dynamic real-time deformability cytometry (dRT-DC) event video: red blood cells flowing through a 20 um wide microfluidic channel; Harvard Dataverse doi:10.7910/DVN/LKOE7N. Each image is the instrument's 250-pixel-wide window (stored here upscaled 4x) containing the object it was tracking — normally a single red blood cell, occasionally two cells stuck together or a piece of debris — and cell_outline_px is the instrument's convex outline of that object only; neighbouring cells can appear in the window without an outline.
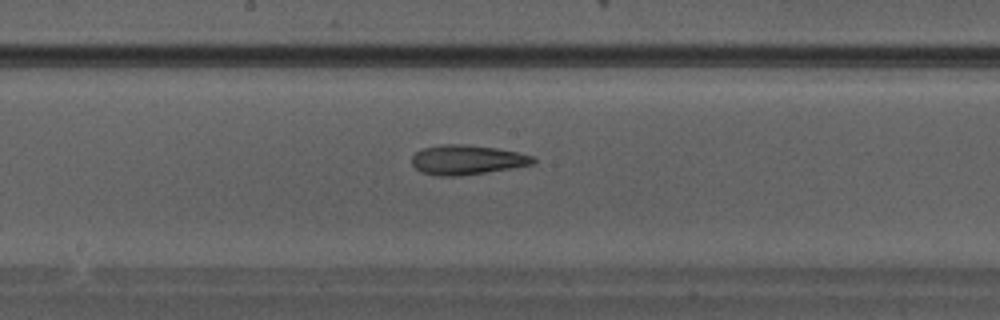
{"species": "Egyptian fruit bat (a non-hibernating species)", "species_latin": "Rousettus aegyptiacus", "temperature_condition": "warm", "stored_images_in_passage": 27, "camera_frame_rate_fps": 3000, "um_per_image_px": 0.085, "animal": {"sex": "male"}, "frame": {"image": 1, "passage_image": 12, "time_ms": 3.667, "image_size_px": [1000, 320], "cell_outline_px": [[536, 164], [460, 176], [436, 176], [420, 172], [412, 164], [412, 156], [416, 152], [424, 148], [440, 144], [464, 144], [496, 148], [536, 156]], "centroid_in_image_um": [39.7, 13.59], "position_along_channel_um": 208.5, "area_um2": 21.04}}